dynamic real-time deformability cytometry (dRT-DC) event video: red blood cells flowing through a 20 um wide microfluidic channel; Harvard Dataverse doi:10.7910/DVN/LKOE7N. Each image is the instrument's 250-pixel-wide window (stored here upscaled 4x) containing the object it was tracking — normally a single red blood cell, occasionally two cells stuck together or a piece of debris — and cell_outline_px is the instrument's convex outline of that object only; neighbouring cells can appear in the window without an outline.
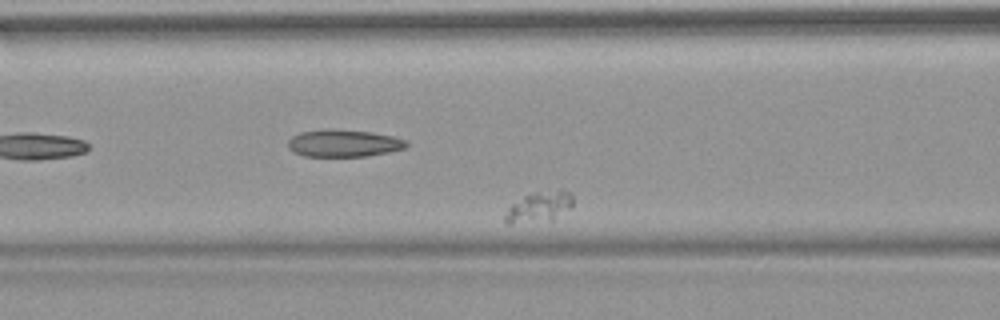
{"species": "common noctule bat (a hibernating species)", "species_latin": "Nyctalus noctula", "temperature_condition": "warm", "stored_images_in_passage": 34, "camera_frame_rate_fps": 3000, "um_per_image_px": 0.085, "animal": {"sex": "female", "body_mass_g": 18.4}, "frame": {"image": 1, "passage_image": 9, "time_ms": 2.667, "image_size_px": [1000, 320], "cell_outline_px": [[572, 204], [568, 208], [552, 220], [508, 224], [504, 220], [504, 216], [508, 208], [512, 204], [524, 196], [536, 192], [560, 188], [568, 192], [572, 196]], "centroid_in_image_um": [45.8, 17.57], "position_along_channel_um": 120.8, "area_um2": 11.91}}
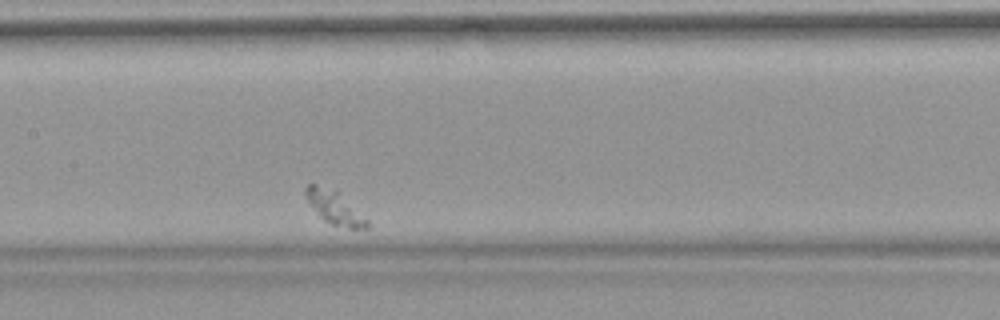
{"frame": {"image": 2, "passage_image": 15, "time_ms": 4.667, "image_size_px": [1000, 320], "cell_outline_px": [[368, 228], [348, 228], [332, 224], [324, 220], [308, 204], [304, 196], [304, 188], [308, 184], [316, 184], [336, 192], [368, 220]], "centroid_in_image_um": [28.36, 17.65], "position_along_channel_um": 179.0, "area_um2": 11.39}}
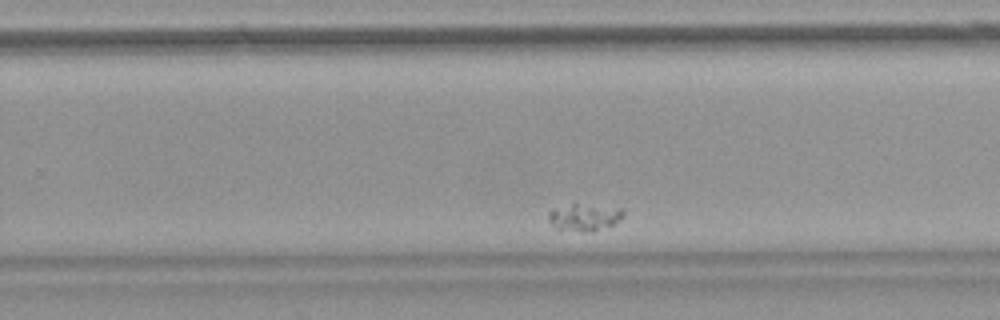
{"frame": {"image": 3, "passage_image": 25, "time_ms": 8.0, "image_size_px": [1000, 320], "cell_outline_px": [[624, 216], [612, 224], [592, 232], [560, 228], [552, 224], [548, 220], [548, 212], [552, 208], [572, 204], [576, 204], [620, 208], [624, 212]], "centroid_in_image_um": [49.65, 18.45], "position_along_channel_um": 280.2, "area_um2": 11.39}}